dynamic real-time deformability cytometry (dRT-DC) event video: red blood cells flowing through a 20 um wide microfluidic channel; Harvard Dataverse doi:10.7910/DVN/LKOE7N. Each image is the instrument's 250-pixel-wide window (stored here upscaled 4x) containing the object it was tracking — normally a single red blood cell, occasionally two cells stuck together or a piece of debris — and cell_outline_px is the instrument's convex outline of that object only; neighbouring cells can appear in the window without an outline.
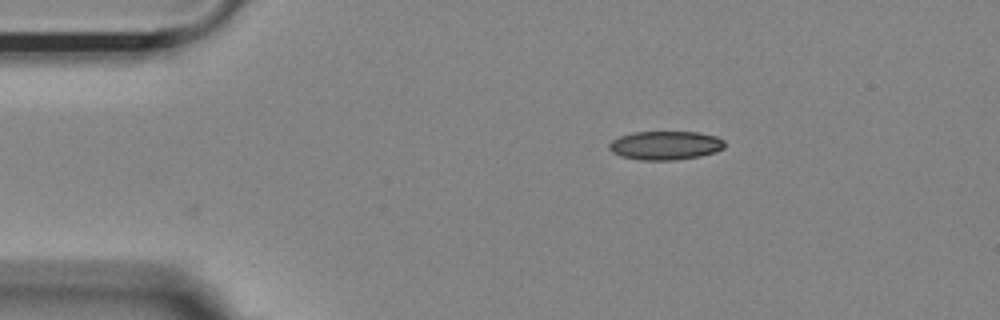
{"species": "Egyptian fruit bat (a non-hibernating species)", "species_latin": "Rousettus aegyptiacus", "temperature_condition": "room temperature", "stored_images_in_passage": 38, "camera_frame_rate_fps": 3000, "um_per_image_px": 0.085, "animal": {"sex": "female"}, "frame": {"image": 1, "passage_image": 1, "time_ms": 0.0, "image_size_px": [1000, 320], "cell_outline_px": [[724, 148], [716, 152], [700, 156], [676, 160], [640, 160], [620, 156], [612, 152], [608, 148], [608, 144], [612, 140], [620, 136], [632, 132], [696, 132], [716, 136], [724, 140]], "centroid_in_image_um": [56.54, 12.36], "position_along_channel_um": 28.5, "area_um2": 19.48}}
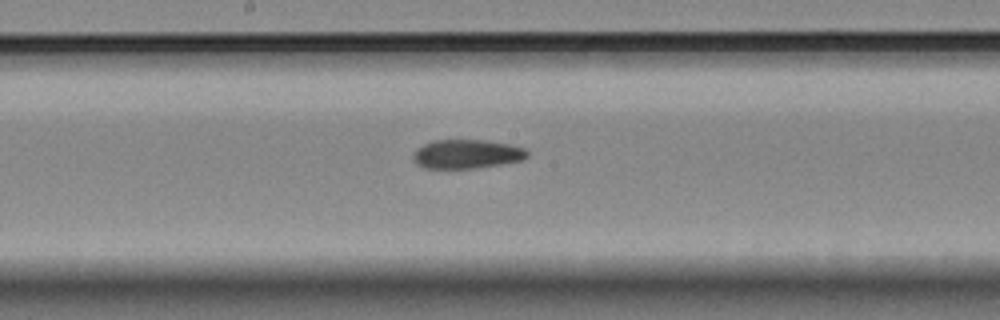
{"frame": {"image": 2, "passage_image": 20, "time_ms": 6.333, "image_size_px": [1000, 320], "cell_outline_px": [[528, 156], [520, 160], [500, 164], [472, 168], [424, 168], [416, 164], [412, 160], [412, 152], [416, 148], [432, 140], [484, 140], [508, 144], [524, 148], [528, 152]], "centroid_in_image_um": [39.6, 13.09], "position_along_channel_um": 208.6, "area_um2": 19.25}}
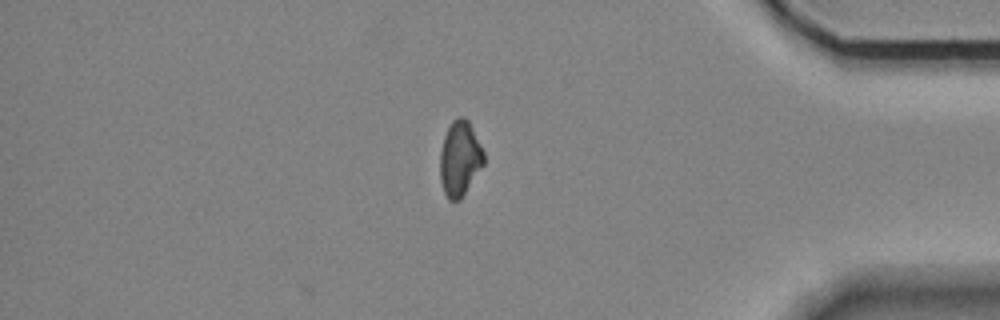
{"frame": {"image": 3, "passage_image": 38, "time_ms": 12.333, "image_size_px": [1000, 320], "cell_outline_px": [[484, 164], [460, 200], [448, 200], [444, 192], [440, 180], [440, 152], [444, 136], [452, 120], [456, 116], [464, 116], [468, 120], [484, 152]], "centroid_in_image_um": [39.07, 13.47], "position_along_channel_um": 396.1, "area_um2": 19.13}, "authors_computed_cell_mechanics": {"area_um2": 19.6809, "velocity_mm_per_s": 3.6393, "shape_relaxation_time_tau1_ms": null, "shape_relaxation_time_tau2_ms": 5.2194, "deformation_change_tau1": null, "deformation_change_tau2": 0.11}}